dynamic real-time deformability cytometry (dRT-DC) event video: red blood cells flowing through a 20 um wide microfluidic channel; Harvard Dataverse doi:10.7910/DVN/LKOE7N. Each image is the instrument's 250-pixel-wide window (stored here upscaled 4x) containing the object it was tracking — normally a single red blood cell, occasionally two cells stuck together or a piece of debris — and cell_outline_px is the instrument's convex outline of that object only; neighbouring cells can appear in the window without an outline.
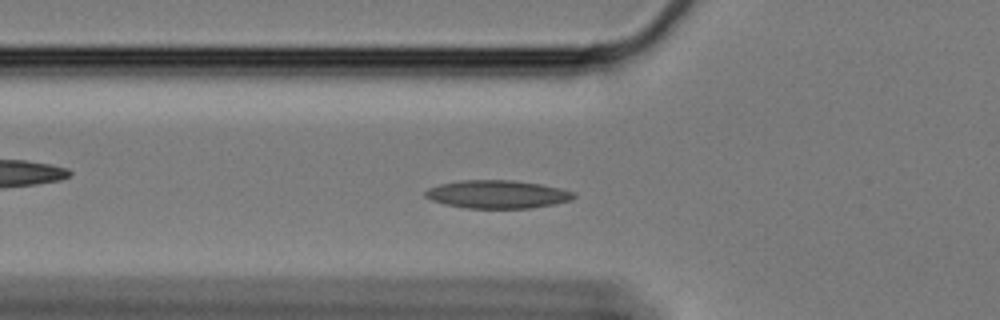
{"species": "Egyptian fruit bat (a non-hibernating species)", "species_latin": "Rousettus aegyptiacus", "temperature_condition": "cold", "stored_images_in_passage": 55, "camera_frame_rate_fps": 3000, "um_per_image_px": 0.085, "animal": {"sex": "female"}, "frame": {"image": 1, "passage_image": 16, "time_ms": 5.0, "image_size_px": [1000, 320], "cell_outline_px": [[576, 196], [572, 200], [552, 204], [528, 208], [464, 208], [444, 204], [432, 200], [424, 196], [424, 192], [428, 188], [440, 184], [460, 180], [512, 180], [540, 184], [560, 188], [576, 192]], "centroid_in_image_um": [42.27, 16.51], "position_along_channel_um": 83.5, "area_um2": 24.33}}
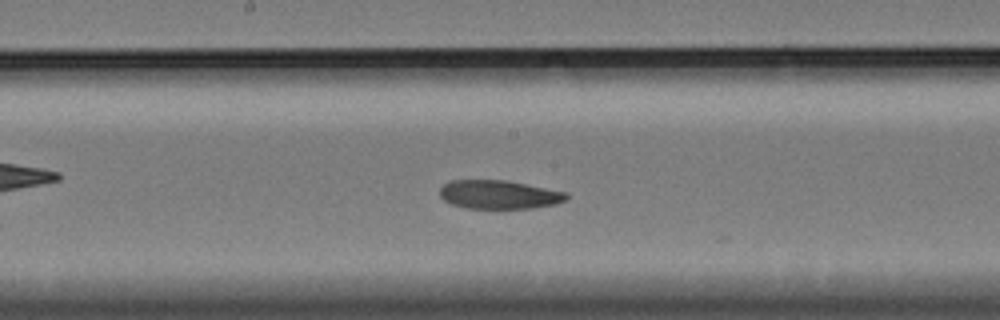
{"frame": {"image": 2, "passage_image": 27, "time_ms": 8.667, "image_size_px": [1000, 320], "cell_outline_px": [[568, 200], [556, 204], [532, 208], [464, 208], [452, 204], [444, 200], [440, 196], [440, 188], [444, 184], [452, 180], [504, 180], [568, 192]], "centroid_in_image_um": [42.43, 16.54], "position_along_channel_um": 205.8, "area_um2": 21.15}}
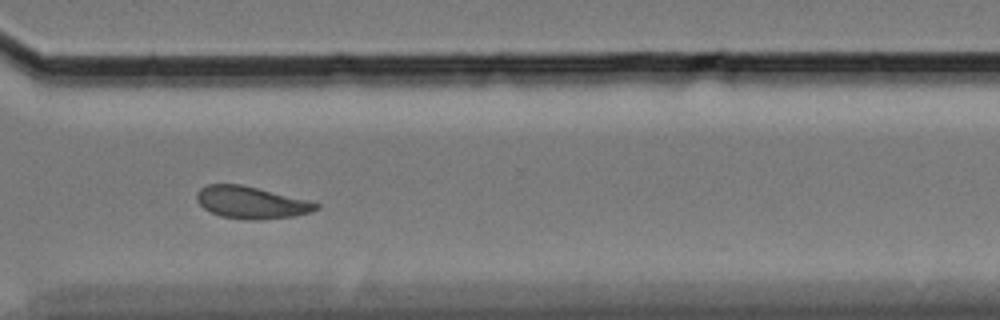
{"frame": {"image": 3, "passage_image": 40, "time_ms": 13.0, "image_size_px": [1000, 320], "cell_outline_px": [[320, 208], [312, 212], [296, 216], [260, 220], [244, 220], [220, 216], [204, 208], [196, 200], [196, 192], [200, 188], [208, 184], [240, 184], [308, 200], [320, 204]], "centroid_in_image_um": [21.36, 17.22], "position_along_channel_um": 349.2, "area_um2": 22.48}, "authors_computed_cell_mechanics": {"area_um2": 22.5998, "velocity_mm_per_s": 3.3145, "shape_relaxation_time_tau1_ms": null, "shape_relaxation_time_tau2_ms": 5.1593, "deformation_change_tau1": null, "deformation_change_tau2": 0.0967}}